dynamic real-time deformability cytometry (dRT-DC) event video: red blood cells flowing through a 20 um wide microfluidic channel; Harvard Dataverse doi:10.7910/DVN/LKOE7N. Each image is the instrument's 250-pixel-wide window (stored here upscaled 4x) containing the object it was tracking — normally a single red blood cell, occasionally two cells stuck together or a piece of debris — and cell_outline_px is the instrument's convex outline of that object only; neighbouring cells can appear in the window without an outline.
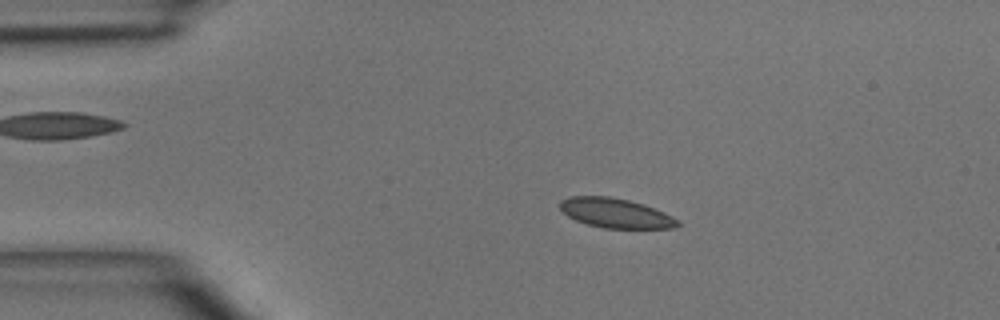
{"species": "common noctule bat (a hibernating species)", "species_latin": "Nyctalus noctula", "temperature_condition": "room temperature", "stored_images_in_passage": 3, "camera_frame_rate_fps": 3000, "um_per_image_px": 0.085, "animal": {"sex": "male", "body_mass_g": 15.6}, "frame": {"image": 1, "passage_image": 2, "time_ms": 1.0, "image_size_px": [1000, 320], "cell_outline_px": [[680, 224], [676, 228], [604, 228], [588, 224], [576, 220], [568, 216], [560, 208], [560, 200], [572, 196], [608, 196], [628, 200], [644, 204], [664, 212], [680, 220]], "centroid_in_image_um": [52.36, 18.11], "position_along_channel_um": 32.6, "area_um2": 20.23}}